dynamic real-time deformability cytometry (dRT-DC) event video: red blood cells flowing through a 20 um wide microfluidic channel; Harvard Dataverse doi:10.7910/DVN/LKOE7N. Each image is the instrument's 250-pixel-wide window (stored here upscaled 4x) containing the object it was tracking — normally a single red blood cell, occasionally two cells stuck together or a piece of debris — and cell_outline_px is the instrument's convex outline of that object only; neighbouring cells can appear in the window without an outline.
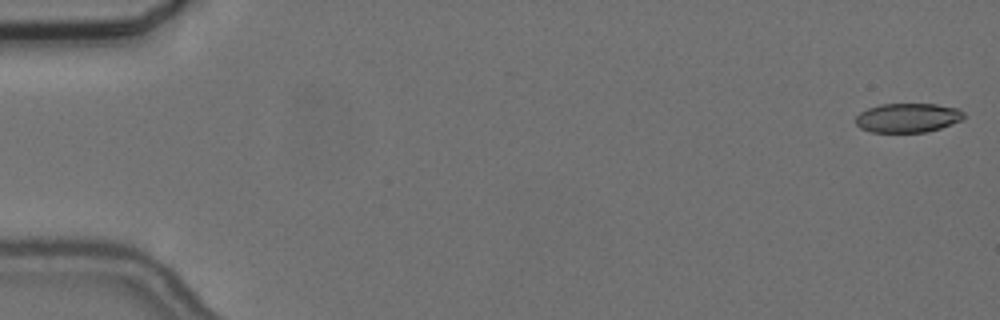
{"species": "common noctule bat (a hibernating species)", "species_latin": "Nyctalus noctula", "temperature_condition": "cold", "stored_images_in_passage": 17, "camera_frame_rate_fps": 3000, "um_per_image_px": 0.085, "animal": {"sex": "female", "body_mass_g": 24.6, "forearm_length_mm": 56.2}, "frame": {"image": 1, "passage_image": 1, "time_ms": 0.0, "image_size_px": [1000, 320], "cell_outline_px": [[964, 116], [960, 120], [940, 128], [924, 132], [872, 132], [860, 128], [856, 124], [856, 116], [860, 112], [868, 108], [880, 104], [936, 104], [960, 108], [964, 112]], "centroid_in_image_um": [77.15, 10.0], "position_along_channel_um": 7.9, "area_um2": 18.38}}
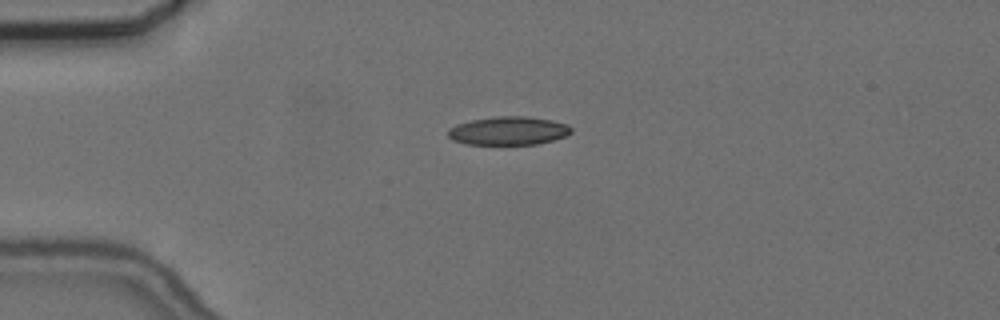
{"frame": {"image": 2, "passage_image": 14, "time_ms": 4.333, "image_size_px": [1000, 320], "cell_outline_px": [[572, 132], [564, 136], [552, 140], [536, 144], [468, 144], [452, 140], [448, 136], [448, 128], [456, 124], [472, 120], [496, 116], [528, 116], [552, 120], [568, 124], [572, 128]], "centroid_in_image_um": [43.21, 11.1], "position_along_channel_um": 41.8, "area_um2": 20.4}}